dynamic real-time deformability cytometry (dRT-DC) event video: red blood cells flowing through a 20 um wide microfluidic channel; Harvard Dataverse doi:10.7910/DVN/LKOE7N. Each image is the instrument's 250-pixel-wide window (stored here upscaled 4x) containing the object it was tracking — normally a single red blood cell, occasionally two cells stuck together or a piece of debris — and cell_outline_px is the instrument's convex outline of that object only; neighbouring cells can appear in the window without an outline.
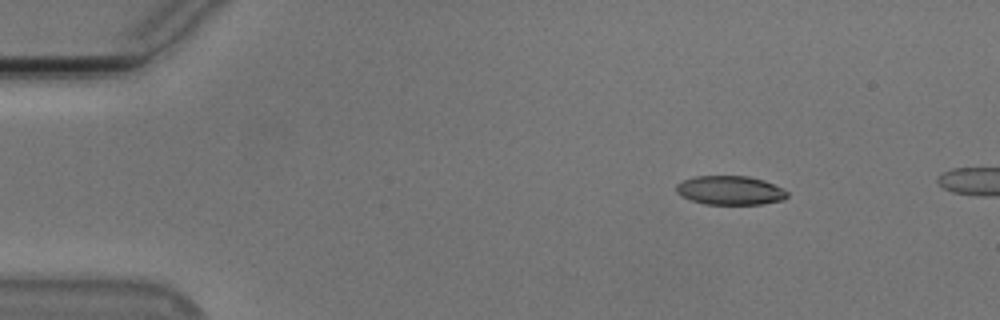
{"species": "Egyptian fruit bat (a non-hibernating species)", "species_latin": "Rousettus aegyptiacus", "temperature_condition": "cold", "stored_images_in_passage": 8, "camera_frame_rate_fps": 3000, "um_per_image_px": 0.085, "animal": {"sex": "male"}, "frame": {"image": 1, "passage_image": 1, "time_ms": 0.0, "image_size_px": [1000, 320], "cell_outline_px": [[788, 196], [784, 200], [760, 204], [704, 204], [680, 196], [676, 192], [676, 184], [684, 180], [696, 176], [748, 176], [764, 180], [784, 188], [788, 192]], "centroid_in_image_um": [62.08, 16.18], "position_along_channel_um": 22.9, "area_um2": 18.84}}